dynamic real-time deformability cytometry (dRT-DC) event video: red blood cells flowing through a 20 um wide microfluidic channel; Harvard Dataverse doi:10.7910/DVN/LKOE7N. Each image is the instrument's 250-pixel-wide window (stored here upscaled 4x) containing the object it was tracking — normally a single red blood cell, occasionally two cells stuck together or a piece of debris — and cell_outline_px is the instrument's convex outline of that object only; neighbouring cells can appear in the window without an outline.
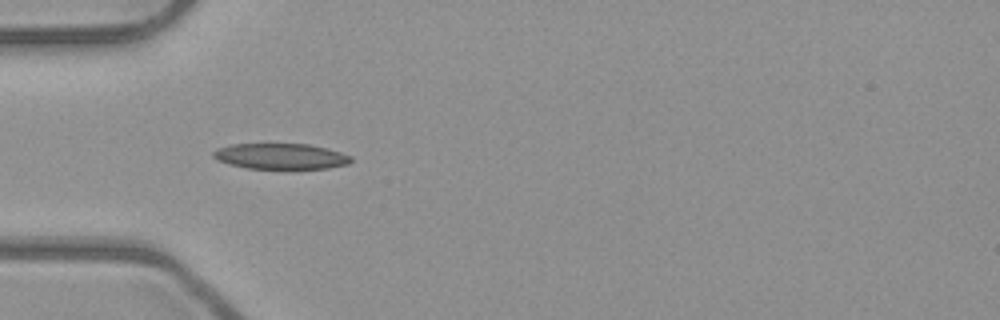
{"species": "common noctule bat (a hibernating species)", "species_latin": "Nyctalus noctula", "temperature_condition": "room temperature", "stored_images_in_passage": 44, "camera_frame_rate_fps": 3000, "um_per_image_px": 0.085, "animal": {"sex": "male", "body_mass_g": 23.1, "forearm_length_mm": 52.7}, "frame": {"image": 1, "passage_image": 8, "time_ms": 2.333, "image_size_px": [1000, 320], "cell_outline_px": [[352, 160], [348, 164], [328, 168], [248, 168], [232, 164], [220, 160], [212, 156], [212, 152], [216, 148], [232, 144], [308, 144], [328, 148], [352, 156]], "centroid_in_image_um": [23.89, 13.27], "position_along_channel_um": 61.1, "area_um2": 20.4}}
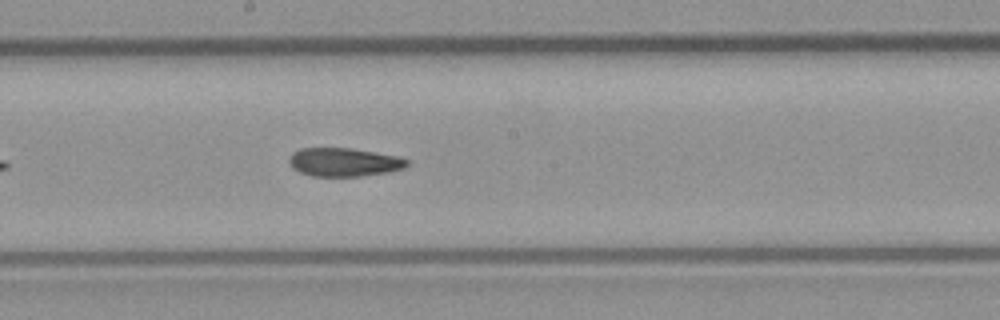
{"frame": {"image": 2, "passage_image": 20, "time_ms": 6.333, "image_size_px": [1000, 320], "cell_outline_px": [[408, 164], [404, 168], [388, 172], [360, 176], [312, 176], [300, 172], [292, 168], [288, 160], [288, 156], [292, 152], [300, 148], [352, 148], [400, 156], [408, 160]], "centroid_in_image_um": [29.22, 13.77], "position_along_channel_um": 219.0, "area_um2": 19.77}}
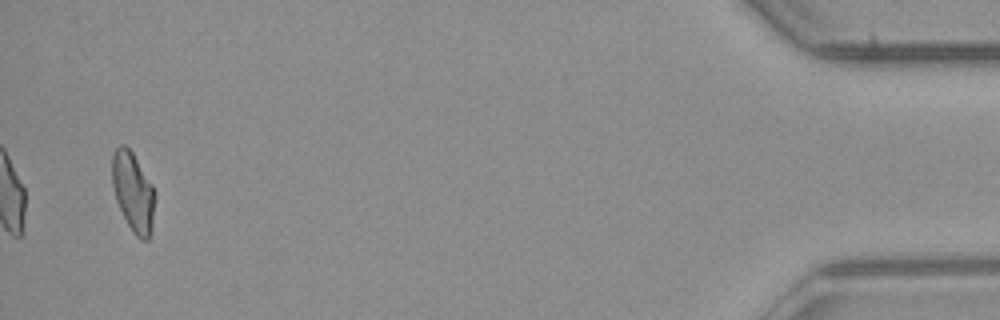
{"frame": {"image": 3, "passage_image": 42, "time_ms": 13.667, "image_size_px": [1000, 320], "cell_outline_px": [[156, 192], [152, 236], [148, 240], [144, 240], [136, 236], [132, 232], [116, 200], [112, 184], [112, 152], [120, 144], [124, 144], [132, 152], [152, 184]], "centroid_in_image_um": [11.34, 16.34], "position_along_channel_um": 423.9, "area_um2": 20.06}, "authors_computed_cell_mechanics": {"area_um2": 20.2878, "velocity_mm_per_s": 3.9816, "shape_relaxation_time_tau1_ms": null, "shape_relaxation_time_tau2_ms": 4.7807, "deformation_change_tau1": null, "deformation_change_tau2": 0.1131}}